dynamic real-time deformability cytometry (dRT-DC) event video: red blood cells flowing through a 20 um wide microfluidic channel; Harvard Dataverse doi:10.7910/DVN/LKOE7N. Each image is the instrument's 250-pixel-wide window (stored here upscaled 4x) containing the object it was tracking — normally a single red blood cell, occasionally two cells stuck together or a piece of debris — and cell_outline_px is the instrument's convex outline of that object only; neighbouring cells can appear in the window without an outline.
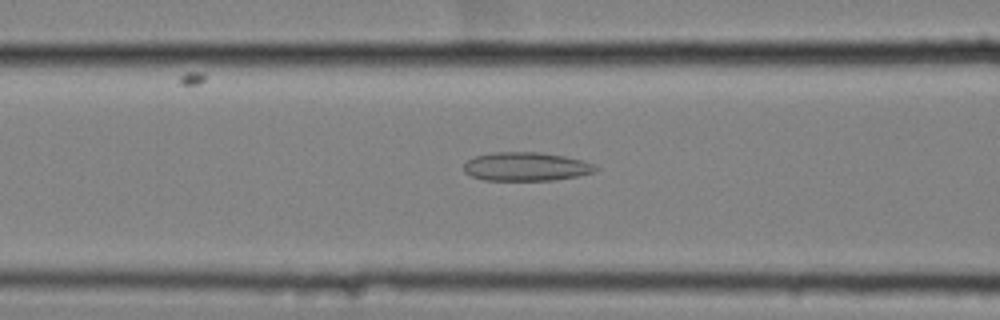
{"species": "common noctule bat (a hibernating species)", "species_latin": "Nyctalus noctula", "temperature_condition": "cold", "stored_images_in_passage": 58, "camera_frame_rate_fps": 3000, "um_per_image_px": 0.085, "animal": {"sex": "female", "body_mass_g": 25.1}, "frame": {"image": 1, "passage_image": 25, "time_ms": 8.0, "image_size_px": [1000, 320], "cell_outline_px": [[600, 168], [592, 172], [576, 176], [556, 180], [484, 180], [472, 176], [464, 172], [464, 164], [468, 160], [476, 156], [492, 152], [540, 152], [564, 156], [584, 160], [596, 164]], "centroid_in_image_um": [44.74, 14.15], "position_along_channel_um": 121.9, "area_um2": 22.08}}
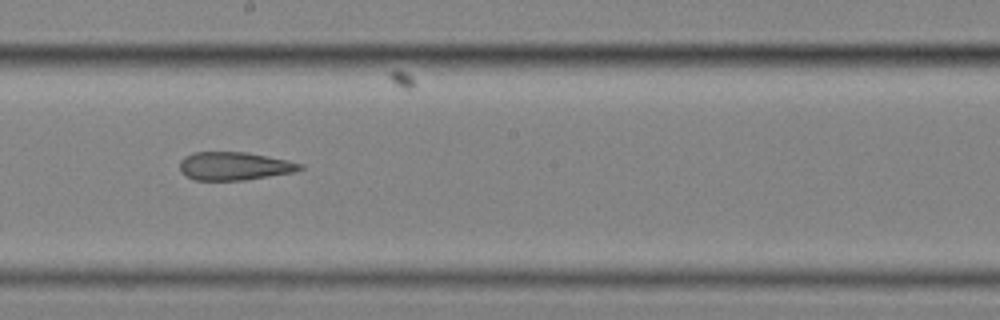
{"frame": {"image": 2, "passage_image": 34, "time_ms": 11.0, "image_size_px": [1000, 320], "cell_outline_px": [[304, 168], [292, 172], [244, 180], [192, 180], [180, 172], [180, 160], [184, 156], [192, 152], [248, 152], [288, 160], [304, 164]], "centroid_in_image_um": [19.89, 14.11], "position_along_channel_um": 228.3, "area_um2": 19.88}}
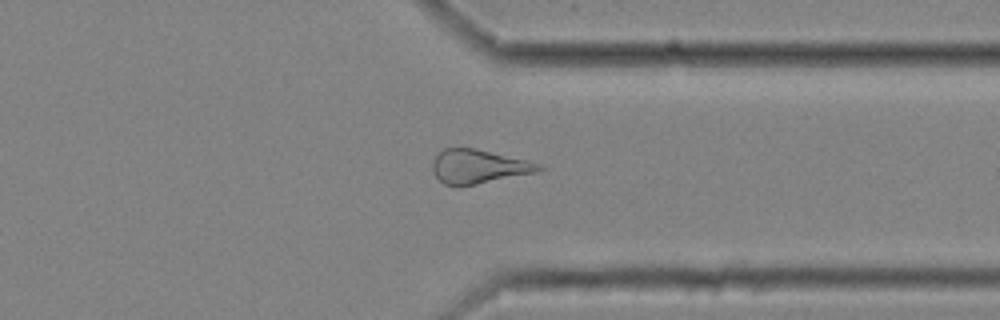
{"frame": {"image": 3, "passage_image": 46, "time_ms": 15.0, "image_size_px": [1000, 320], "cell_outline_px": [[544, 168], [536, 172], [476, 184], [444, 184], [436, 176], [432, 168], [432, 160], [444, 148], [472, 148], [528, 160], [540, 164]], "centroid_in_image_um": [40.67, 14.14], "position_along_channel_um": 370.7, "area_um2": 20.46}, "authors_computed_cell_mechanics": {"area_um2": 22.7154, "velocity_mm_per_s": 3.5469, "shape_relaxation_time_tau1_ms": null, "shape_relaxation_time_tau2_ms": 4.0084, "deformation_change_tau1": null, "deformation_change_tau2": 0.1311}}